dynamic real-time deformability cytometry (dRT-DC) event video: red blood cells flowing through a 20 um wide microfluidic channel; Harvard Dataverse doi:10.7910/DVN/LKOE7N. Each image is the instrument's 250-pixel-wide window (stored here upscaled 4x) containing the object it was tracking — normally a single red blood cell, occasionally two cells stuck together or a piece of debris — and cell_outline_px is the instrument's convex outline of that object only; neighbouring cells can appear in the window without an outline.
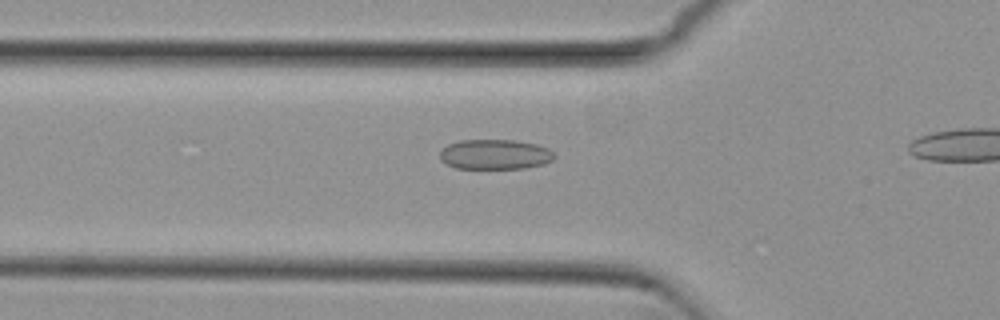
{"species": "common noctule bat (a hibernating species)", "species_latin": "Nyctalus noctula", "temperature_condition": "cold", "stored_images_in_passage": 15, "camera_frame_rate_fps": 3000, "um_per_image_px": 0.085, "animal": {"sex": "female", "body_mass_g": 29.2, "forearm_length_mm": 56.3}, "frame": {"image": 1, "passage_image": 13, "time_ms": 4.0, "image_size_px": [1000, 320], "cell_outline_px": [[556, 156], [552, 160], [544, 164], [524, 168], [456, 168], [440, 160], [440, 152], [448, 144], [460, 140], [516, 140], [536, 144], [548, 148]], "centroid_in_image_um": [42.08, 13.12], "position_along_channel_um": 83.7, "area_um2": 19.94}}